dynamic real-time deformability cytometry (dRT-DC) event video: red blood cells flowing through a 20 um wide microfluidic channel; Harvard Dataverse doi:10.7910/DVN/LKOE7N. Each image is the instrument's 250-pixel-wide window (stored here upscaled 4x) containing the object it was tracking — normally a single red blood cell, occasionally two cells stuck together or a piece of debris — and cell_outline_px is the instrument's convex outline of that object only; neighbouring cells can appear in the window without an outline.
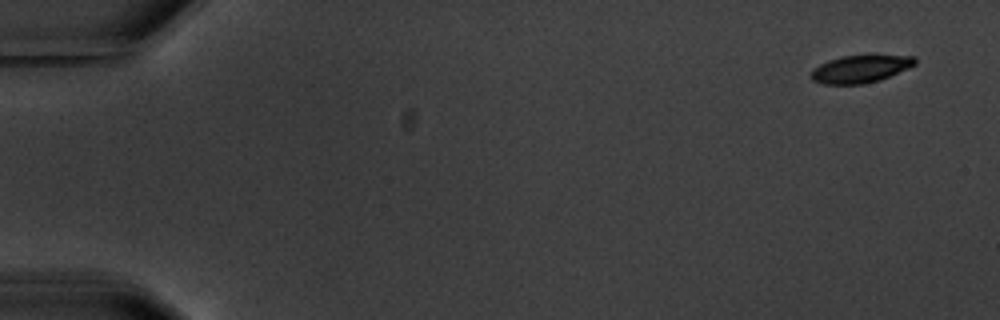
{"species": "common noctule bat (a hibernating species)", "species_latin": "Nyctalus noctula", "temperature_condition": "warm", "stored_images_in_passage": 7, "camera_frame_rate_fps": 3000, "um_per_image_px": 0.085, "animal": {"sex": "male", "body_mass_g": 20.1, "forearm_length_mm": 53.5}, "frame": {"image": 1, "passage_image": 1, "time_ms": 0.0, "image_size_px": [1000, 320], "cell_outline_px": [[916, 64], [908, 68], [880, 80], [864, 84], [824, 84], [812, 80], [808, 76], [812, 68], [828, 60], [840, 56], [872, 52], [916, 56]], "centroid_in_image_um": [73.16, 5.8], "position_along_channel_um": 11.8, "area_um2": 17.74}}
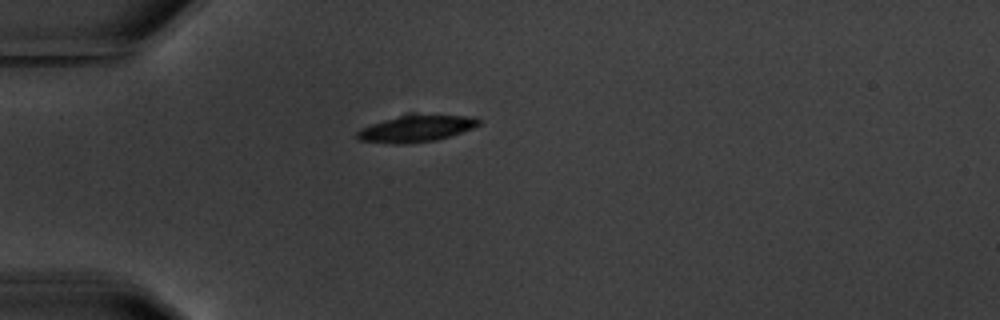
{"frame": {"image": 2, "passage_image": 5, "time_ms": 4.667, "image_size_px": [1000, 320], "cell_outline_px": [[480, 124], [472, 128], [436, 140], [404, 144], [392, 144], [360, 140], [356, 136], [356, 132], [372, 124], [384, 120], [400, 116], [476, 116], [480, 120]], "centroid_in_image_um": [35.37, 10.95], "position_along_channel_um": 49.6, "area_um2": 18.15}}
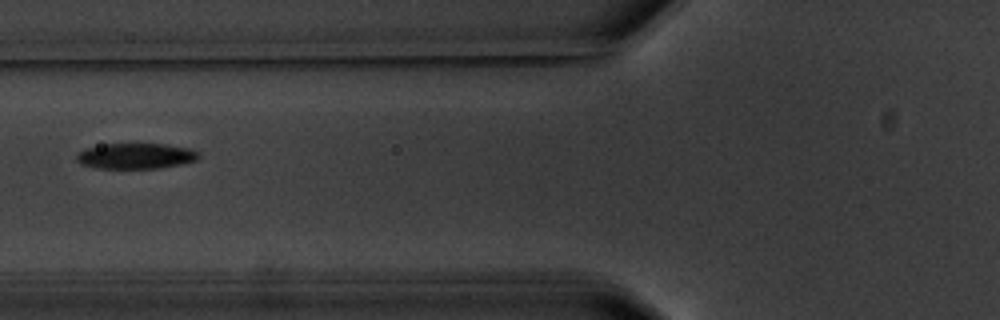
{"frame": {"image": 3, "passage_image": 7, "time_ms": 7.0, "image_size_px": [1000, 320], "cell_outline_px": [[200, 156], [196, 160], [180, 164], [160, 168], [96, 168], [80, 164], [76, 160], [76, 156], [84, 148], [104, 144], [168, 144], [192, 148], [200, 152]], "centroid_in_image_um": [11.56, 13.25], "position_along_channel_um": 114.2, "area_um2": 18.38}}